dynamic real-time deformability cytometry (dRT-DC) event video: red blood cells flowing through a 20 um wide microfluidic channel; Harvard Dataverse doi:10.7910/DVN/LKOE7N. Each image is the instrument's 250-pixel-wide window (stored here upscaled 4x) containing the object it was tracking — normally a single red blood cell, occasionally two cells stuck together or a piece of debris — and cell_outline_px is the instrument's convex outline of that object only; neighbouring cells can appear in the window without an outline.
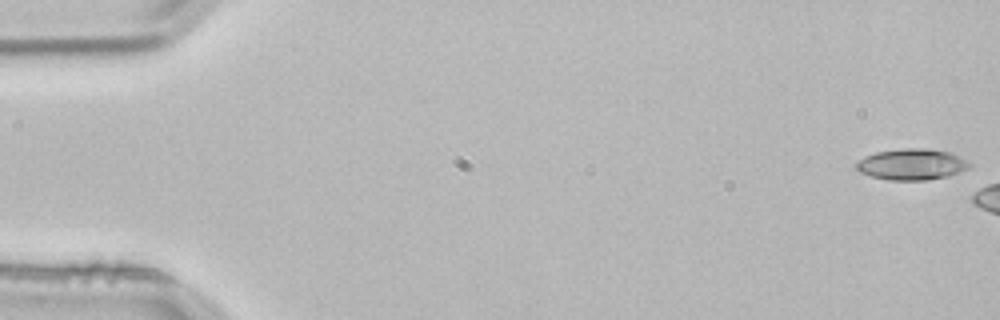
{"species": "common noctule bat (a hibernating species)", "species_latin": "Nyctalus noctula", "temperature_condition": "room temperature", "stored_images_in_passage": 3, "camera_frame_rate_fps": 3000, "um_per_image_px": 0.085, "animal": {"sex": "male", "body_mass_g": 21.5, "forearm_length_mm": 52.0}, "frame": {"image": 1, "passage_image": 1, "time_ms": 0.0, "image_size_px": [1000, 320], "cell_outline_px": [[972, 164], [968, 168], [948, 176], [924, 180], [888, 180], [872, 176], [860, 172], [856, 168], [856, 164], [864, 156], [876, 152], [904, 148], [928, 148], [952, 152], [968, 160]], "centroid_in_image_um": [77.53, 13.95], "position_along_channel_um": 7.5, "area_um2": 20.58}}